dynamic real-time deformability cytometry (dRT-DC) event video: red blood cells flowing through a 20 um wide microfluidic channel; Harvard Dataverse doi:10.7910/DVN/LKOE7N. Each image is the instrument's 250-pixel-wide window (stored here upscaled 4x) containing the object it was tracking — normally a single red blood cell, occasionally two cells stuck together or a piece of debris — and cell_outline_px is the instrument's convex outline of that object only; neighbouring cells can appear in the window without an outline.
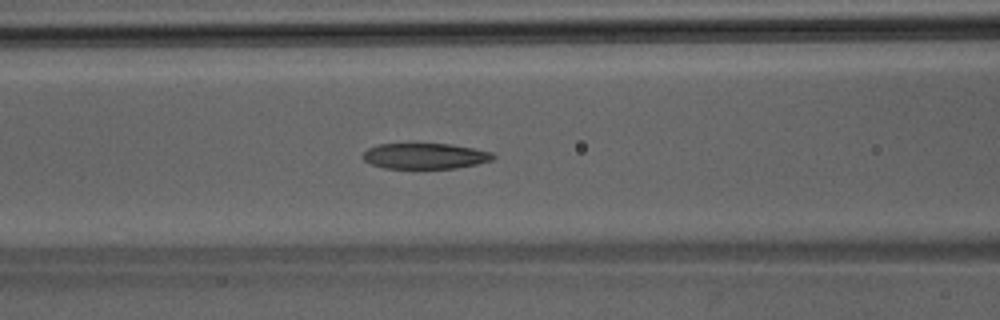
{"species": "Egyptian fruit bat (a non-hibernating species)", "species_latin": "Rousettus aegyptiacus", "temperature_condition": "room temperature", "stored_images_in_passage": 45, "camera_frame_rate_fps": 3000, "um_per_image_px": 0.085, "animal": {"sex": "male"}, "frame": {"image": 1, "passage_image": 19, "time_ms": 6.0, "image_size_px": [1000, 320], "cell_outline_px": [[496, 156], [488, 160], [476, 164], [452, 168], [388, 168], [372, 164], [364, 160], [364, 152], [368, 148], [380, 144], [448, 144], [472, 148], [488, 152]], "centroid_in_image_um": [36.08, 13.26], "position_along_channel_um": 130.5, "area_um2": 18.9}}
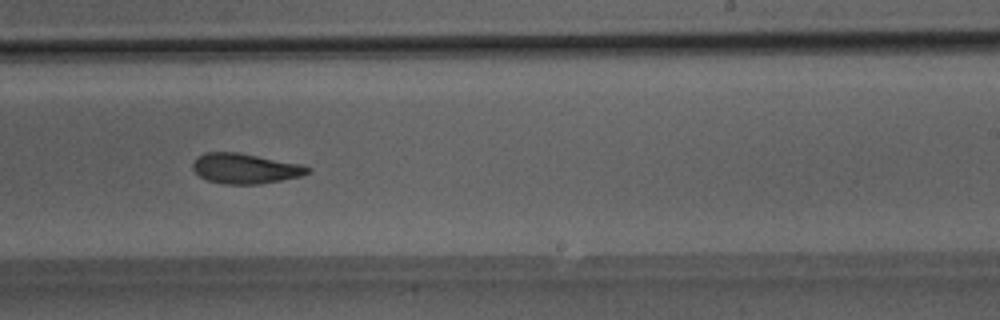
{"frame": {"image": 2, "passage_image": 28, "time_ms": 9.0, "image_size_px": [1000, 320], "cell_outline_px": [[308, 172], [300, 176], [280, 180], [256, 184], [228, 184], [208, 180], [200, 176], [192, 168], [192, 164], [200, 156], [208, 152], [236, 152], [296, 164], [308, 168]], "centroid_in_image_um": [20.76, 14.33], "position_along_channel_um": 268.2, "area_um2": 19.31}}
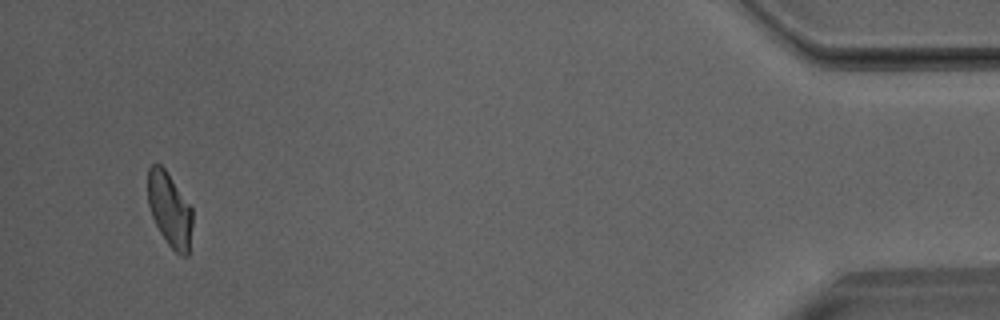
{"frame": {"image": 3, "passage_image": 43, "time_ms": 14.0, "image_size_px": [1000, 320], "cell_outline_px": [[192, 224], [188, 256], [184, 256], [176, 252], [168, 244], [160, 232], [152, 216], [148, 204], [148, 168], [152, 164], [160, 164], [164, 168], [192, 208]], "centroid_in_image_um": [14.42, 17.82], "position_along_channel_um": 420.8, "area_um2": 19.02}}